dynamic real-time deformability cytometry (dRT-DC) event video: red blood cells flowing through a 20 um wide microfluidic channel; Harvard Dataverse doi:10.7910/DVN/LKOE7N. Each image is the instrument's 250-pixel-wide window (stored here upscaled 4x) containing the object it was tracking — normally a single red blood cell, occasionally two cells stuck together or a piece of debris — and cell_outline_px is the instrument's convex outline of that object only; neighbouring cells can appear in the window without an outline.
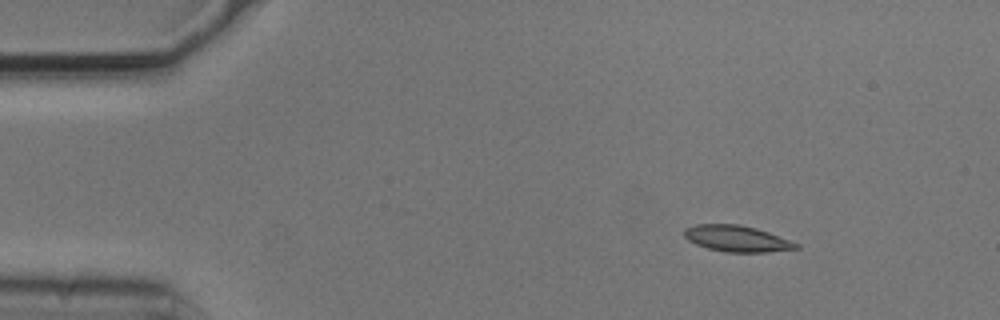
{"species": "common noctule bat (a hibernating species)", "species_latin": "Nyctalus noctula", "temperature_condition": "cold", "stored_images_in_passage": 45, "camera_frame_rate_fps": 3000, "um_per_image_px": 0.085, "animal": {"sex": "male", "body_mass_g": 20.5, "forearm_length_mm": 52.5}, "frame": {"image": 1, "passage_image": 1, "time_ms": 0.0, "image_size_px": [1000, 320], "cell_outline_px": [[800, 248], [764, 252], [728, 252], [708, 248], [696, 244], [688, 240], [684, 236], [684, 228], [696, 224], [740, 224], [756, 228], [768, 232], [800, 244]], "centroid_in_image_um": [62.62, 20.27], "position_along_channel_um": 22.4, "area_um2": 16.99}}
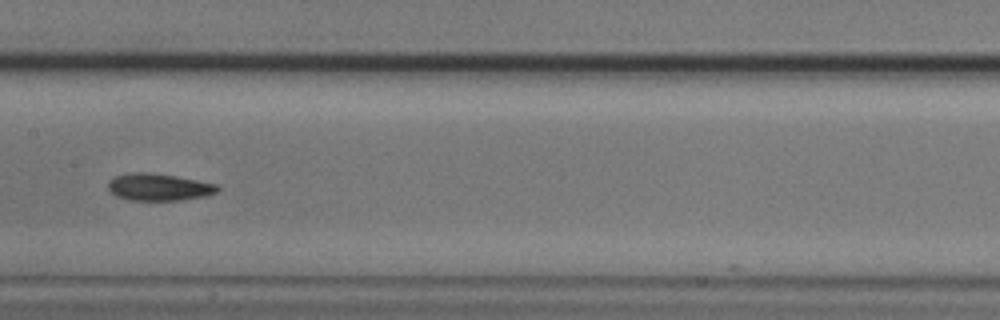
{"frame": {"image": 2, "passage_image": 21, "time_ms": 6.667, "image_size_px": [1000, 320], "cell_outline_px": [[220, 188], [216, 192], [204, 196], [180, 200], [128, 200], [116, 196], [108, 188], [108, 180], [116, 176], [132, 172], [152, 172], [176, 176], [216, 184]], "centroid_in_image_um": [13.47, 15.89], "position_along_channel_um": 193.9, "area_um2": 17.22}}
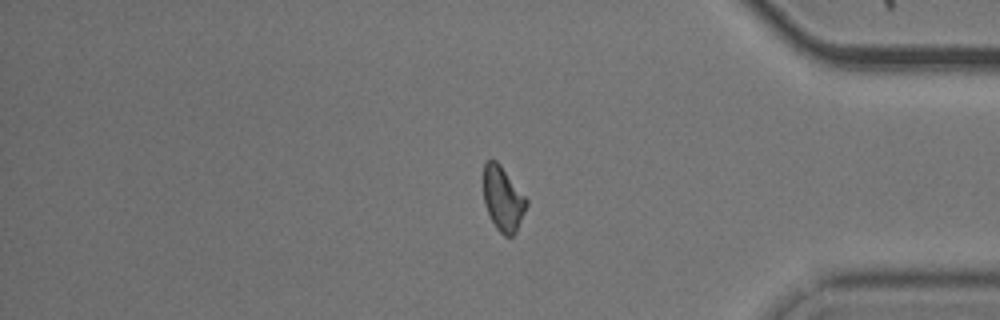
{"frame": {"image": 3, "passage_image": 39, "time_ms": 12.667, "image_size_px": [1000, 320], "cell_outline_px": [[528, 204], [516, 232], [512, 236], [504, 236], [496, 228], [484, 204], [484, 164], [488, 160], [496, 160], [500, 164], [528, 200]], "centroid_in_image_um": [42.76, 16.91], "position_along_channel_um": 392.4, "area_um2": 16.01}}